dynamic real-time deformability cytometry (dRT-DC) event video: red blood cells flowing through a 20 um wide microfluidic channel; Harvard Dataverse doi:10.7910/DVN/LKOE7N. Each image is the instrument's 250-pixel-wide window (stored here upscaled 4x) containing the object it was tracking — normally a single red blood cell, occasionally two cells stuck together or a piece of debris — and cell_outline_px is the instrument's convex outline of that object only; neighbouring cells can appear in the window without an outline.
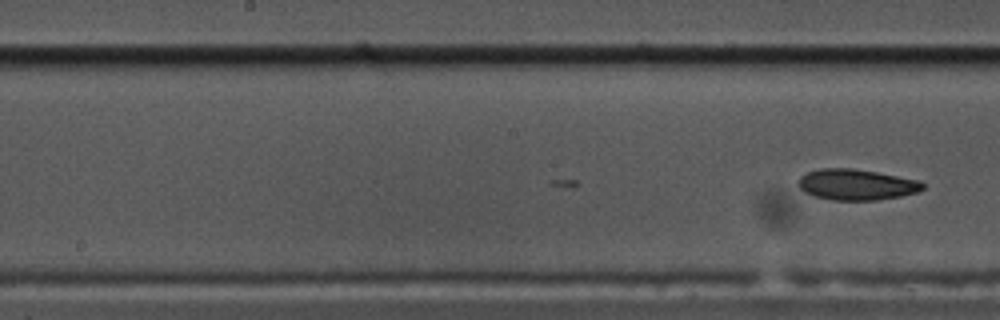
{"species": "common noctule bat (a hibernating species)", "species_latin": "Nyctalus noctula", "temperature_condition": "cold", "stored_images_in_passage": 9, "camera_frame_rate_fps": 3000, "um_per_image_px": 0.085, "animal": {"sex": "male", "body_mass_g": 17.5, "forearm_length_mm": 52.3}, "frame": {"image": 1, "passage_image": 9, "time_ms": 2.667, "image_size_px": [1000, 320], "cell_outline_px": [[924, 188], [916, 192], [900, 196], [876, 200], [832, 200], [816, 196], [804, 192], [796, 184], [800, 176], [808, 172], [820, 168], [852, 168], [876, 172], [920, 180], [924, 184]], "centroid_in_image_um": [72.77, 15.68], "position_along_channel_um": 175.4, "area_um2": 22.37}}